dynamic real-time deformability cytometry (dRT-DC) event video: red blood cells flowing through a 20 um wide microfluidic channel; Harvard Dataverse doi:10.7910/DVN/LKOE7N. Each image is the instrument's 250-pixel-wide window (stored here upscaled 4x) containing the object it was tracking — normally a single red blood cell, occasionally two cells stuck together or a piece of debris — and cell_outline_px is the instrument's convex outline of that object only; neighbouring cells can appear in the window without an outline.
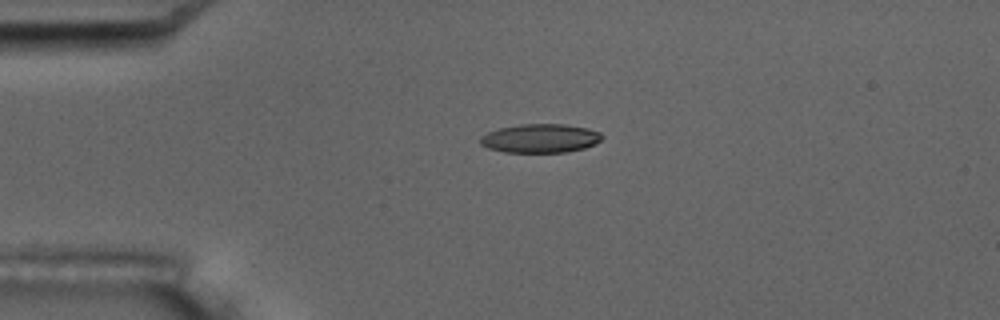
{"species": "common noctule bat (a hibernating species)", "species_latin": "Nyctalus noctula", "temperature_condition": "room temperature", "stored_images_in_passage": 6, "camera_frame_rate_fps": 3000, "um_per_image_px": 0.085, "animal": {"sex": "male", "body_mass_g": 17.5, "forearm_length_mm": 52.3}, "frame": {"image": 1, "passage_image": 4, "time_ms": 3.333, "image_size_px": [1000, 320], "cell_outline_px": [[604, 136], [596, 144], [584, 148], [568, 152], [504, 152], [488, 148], [480, 144], [480, 136], [488, 132], [500, 128], [520, 124], [564, 124], [588, 128], [600, 132]], "centroid_in_image_um": [45.94, 11.76], "position_along_channel_um": 39.1, "area_um2": 20.52}}